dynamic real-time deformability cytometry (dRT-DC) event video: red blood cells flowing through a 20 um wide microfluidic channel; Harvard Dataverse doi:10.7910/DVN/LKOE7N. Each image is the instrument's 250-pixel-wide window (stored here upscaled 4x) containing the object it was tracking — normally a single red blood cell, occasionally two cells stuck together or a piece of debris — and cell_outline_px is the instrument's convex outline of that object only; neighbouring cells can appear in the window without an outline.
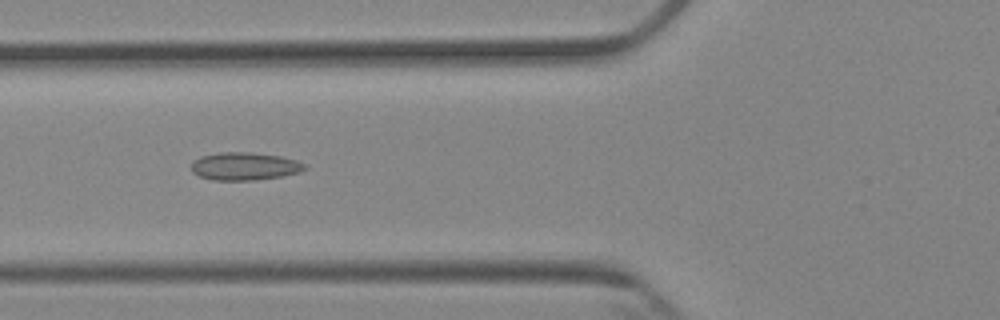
{"species": "Egyptian fruit bat (a non-hibernating species)", "species_latin": "Rousettus aegyptiacus", "temperature_condition": "cold", "stored_images_in_passage": 6, "camera_frame_rate_fps": 3000, "um_per_image_px": 0.085, "animal": {"sex": "female"}, "frame": {"image": 1, "passage_image": 5, "time_ms": 4.667, "image_size_px": [1000, 320], "cell_outline_px": [[308, 168], [300, 172], [280, 176], [252, 180], [212, 180], [200, 176], [192, 172], [192, 160], [200, 156], [220, 152], [252, 152], [280, 156], [296, 160], [304, 164]], "centroid_in_image_um": [20.77, 14.12], "position_along_channel_um": 105.0, "area_um2": 18.38}}
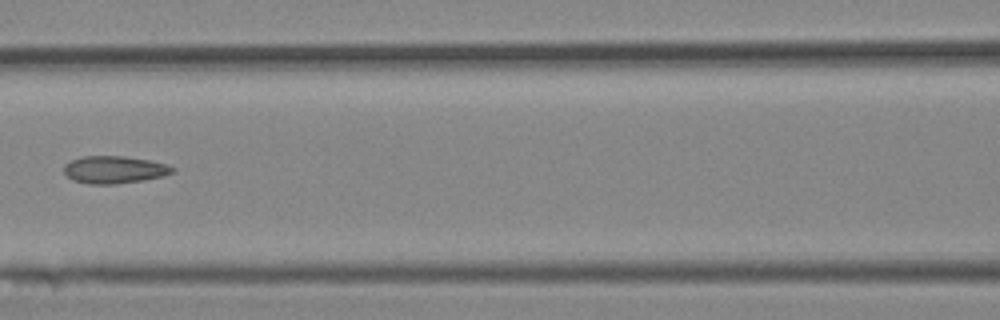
{"frame": {"image": 2, "passage_image": 6, "time_ms": 6.0, "image_size_px": [1000, 320], "cell_outline_px": [[176, 172], [164, 176], [144, 180], [116, 184], [88, 184], [72, 180], [64, 172], [64, 164], [80, 156], [124, 156], [148, 160], [168, 164], [176, 168]], "centroid_in_image_um": [9.75, 14.42], "position_along_channel_um": 156.9, "area_um2": 17.57}}